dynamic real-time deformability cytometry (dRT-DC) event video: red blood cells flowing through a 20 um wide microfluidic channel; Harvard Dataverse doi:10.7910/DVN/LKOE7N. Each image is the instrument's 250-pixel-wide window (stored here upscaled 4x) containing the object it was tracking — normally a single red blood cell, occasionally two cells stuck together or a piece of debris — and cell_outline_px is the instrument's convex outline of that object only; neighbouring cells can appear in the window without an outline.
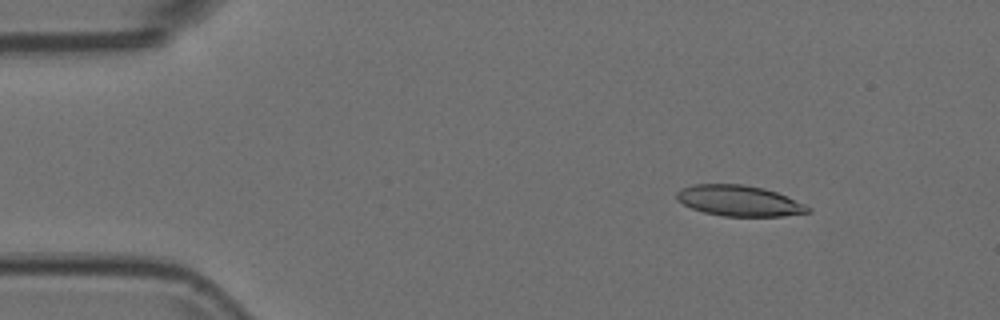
{"species": "Egyptian fruit bat (a non-hibernating species)", "species_latin": "Rousettus aegyptiacus", "temperature_condition": "room temperature", "stored_images_in_passage": 53, "camera_frame_rate_fps": 3000, "um_per_image_px": 0.085, "animal": {"sex": "female"}, "frame": {"image": 1, "passage_image": 7, "time_ms": 2.0, "image_size_px": [1000, 320], "cell_outline_px": [[812, 212], [784, 216], [724, 216], [704, 212], [692, 208], [676, 200], [676, 192], [680, 188], [692, 184], [744, 184], [764, 188], [776, 192], [804, 204], [812, 208]], "centroid_in_image_um": [62.81, 17.06], "position_along_channel_um": 22.2, "area_um2": 23.58}}
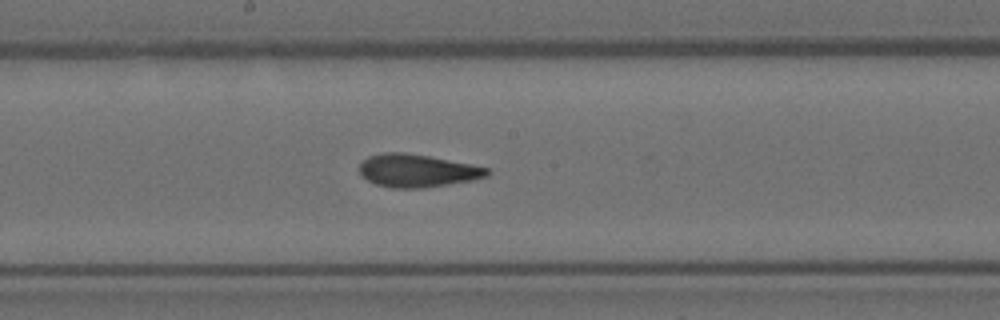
{"frame": {"image": 2, "passage_image": 28, "time_ms": 9.0, "image_size_px": [1000, 320], "cell_outline_px": [[492, 172], [488, 176], [472, 180], [424, 188], [392, 188], [376, 184], [368, 180], [360, 172], [360, 164], [368, 156], [380, 152], [404, 152], [428, 156], [472, 164], [488, 168]], "centroid_in_image_um": [35.48, 14.5], "position_along_channel_um": 212.7, "area_um2": 24.45}}
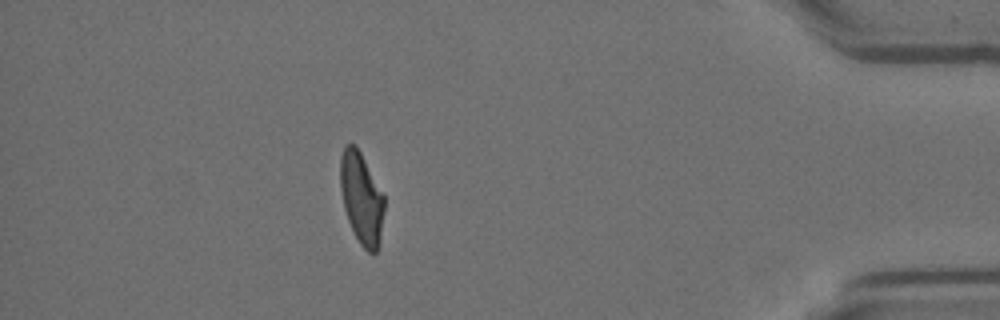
{"frame": {"image": 3, "passage_image": 47, "time_ms": 15.333, "image_size_px": [1000, 320], "cell_outline_px": [[384, 208], [380, 240], [376, 252], [368, 252], [360, 244], [348, 220], [344, 208], [340, 188], [340, 156], [344, 148], [348, 144], [356, 144], [384, 192]], "centroid_in_image_um": [30.73, 16.81], "position_along_channel_um": 404.5, "area_um2": 23.58}}